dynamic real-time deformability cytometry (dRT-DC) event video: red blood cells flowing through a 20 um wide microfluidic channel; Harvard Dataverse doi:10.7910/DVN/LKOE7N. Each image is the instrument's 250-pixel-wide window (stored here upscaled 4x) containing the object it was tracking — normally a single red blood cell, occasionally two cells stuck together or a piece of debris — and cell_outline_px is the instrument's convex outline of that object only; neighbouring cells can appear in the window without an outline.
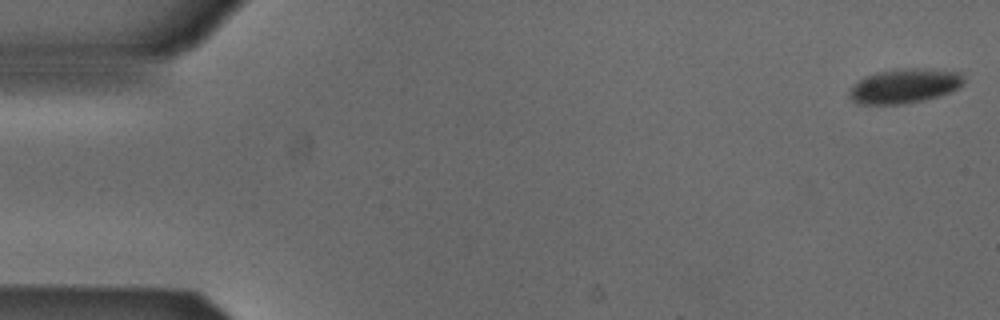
{"species": "Egyptian fruit bat (a non-hibernating species)", "species_latin": "Rousettus aegyptiacus", "temperature_condition": "cold", "stored_images_in_passage": 6, "segment_of_instrument_passage": [1, 2], "camera_frame_rate_fps": 3000, "um_per_image_px": 0.085, "animal": {"sex": "male"}, "frame": {"image": 1, "passage_image": 1, "time_ms": 0.0, "image_size_px": [1000, 320], "cell_outline_px": [[964, 84], [952, 92], [924, 100], [904, 104], [856, 104], [848, 96], [848, 92], [860, 80], [876, 72], [904, 68], [924, 68], [960, 72], [964, 76]], "centroid_in_image_um": [76.92, 7.31], "position_along_channel_um": 8.1, "area_um2": 23.06}}
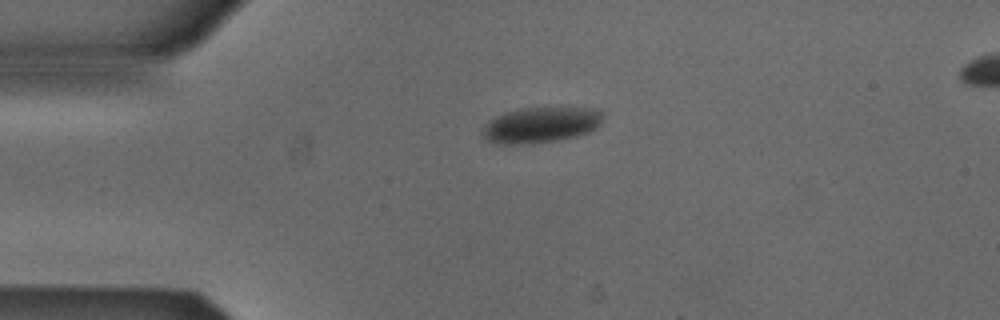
{"frame": {"image": 2, "passage_image": 4, "time_ms": 1.0, "image_size_px": [1000, 320], "cell_outline_px": [[604, 112], [600, 124], [596, 128], [588, 132], [576, 136], [556, 140], [532, 144], [500, 144], [488, 140], [484, 136], [484, 128], [488, 120], [504, 112], [520, 108], [596, 108]], "centroid_in_image_um": [45.99, 10.61], "position_along_channel_um": 39.0, "area_um2": 24.97}}